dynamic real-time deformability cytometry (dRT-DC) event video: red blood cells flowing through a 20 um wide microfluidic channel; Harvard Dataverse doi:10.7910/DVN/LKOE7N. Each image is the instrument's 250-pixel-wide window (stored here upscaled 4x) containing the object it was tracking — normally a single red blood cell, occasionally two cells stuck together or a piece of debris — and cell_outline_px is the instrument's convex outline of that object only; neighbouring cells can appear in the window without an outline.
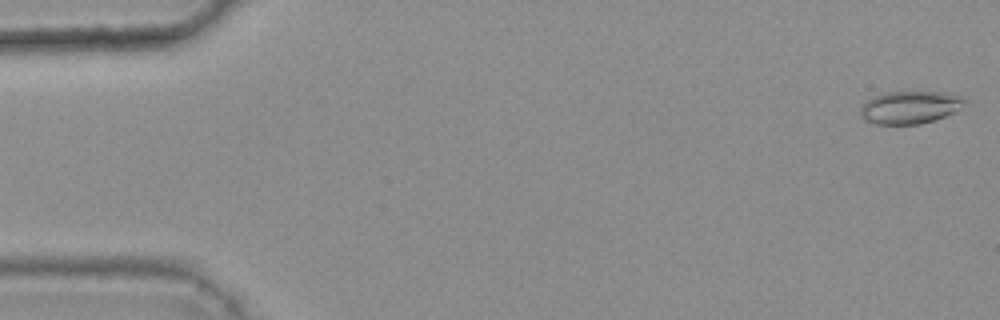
{"species": "common noctule bat (a hibernating species)", "species_latin": "Nyctalus noctula", "temperature_condition": "warm", "stored_images_in_passage": 48, "camera_frame_rate_fps": 3000, "um_per_image_px": 0.085, "animal": {"sex": "female", "body_mass_g": 25.1}, "frame": {"image": 1, "passage_image": 1, "time_ms": 0.0, "image_size_px": [1000, 320], "cell_outline_px": [[968, 100], [956, 112], [936, 120], [920, 124], [876, 124], [864, 120], [860, 116], [860, 108], [872, 96], [884, 92], [948, 92], [964, 96]], "centroid_in_image_um": [77.39, 9.12], "position_along_channel_um": 7.6, "area_um2": 20.23}}
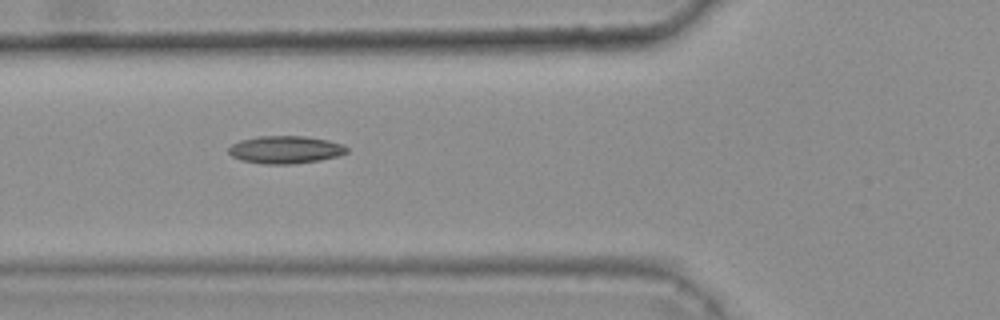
{"frame": {"image": 2, "passage_image": 20, "time_ms": 6.333, "image_size_px": [1000, 320], "cell_outline_px": [[348, 152], [340, 156], [320, 160], [296, 164], [264, 164], [240, 160], [232, 156], [228, 152], [228, 148], [232, 144], [240, 140], [256, 136], [304, 136], [328, 140], [344, 144], [348, 148]], "centroid_in_image_um": [24.28, 12.72], "position_along_channel_um": 101.5, "area_um2": 19.31}}
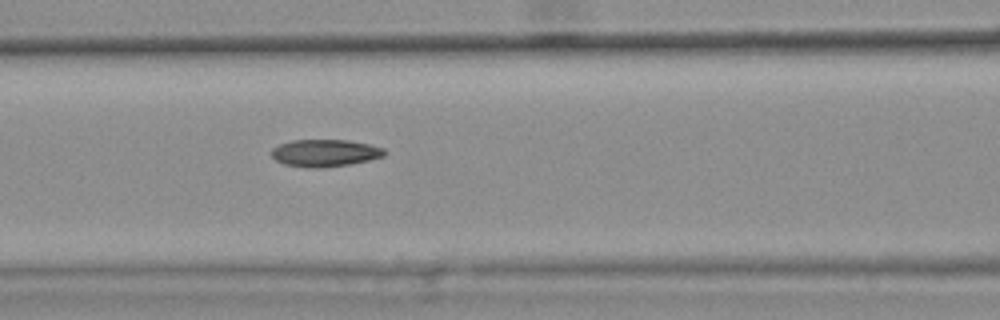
{"frame": {"image": 3, "passage_image": 23, "time_ms": 7.333, "image_size_px": [1000, 320], "cell_outline_px": [[388, 152], [384, 156], [368, 160], [348, 164], [324, 168], [312, 168], [284, 164], [276, 160], [272, 156], [272, 148], [280, 144], [292, 140], [348, 140], [368, 144], [384, 148]], "centroid_in_image_um": [27.63, 13.0], "position_along_channel_um": 139.0, "area_um2": 17.86}, "authors_computed_cell_mechanics": {"area_um2": 18.1203, "velocity_mm_per_s": 3.7205, "shape_relaxation_time_tau1_ms": null, "shape_relaxation_time_tau2_ms": 6.4711, "deformation_change_tau1": null, "deformation_change_tau2": 0.1318}}